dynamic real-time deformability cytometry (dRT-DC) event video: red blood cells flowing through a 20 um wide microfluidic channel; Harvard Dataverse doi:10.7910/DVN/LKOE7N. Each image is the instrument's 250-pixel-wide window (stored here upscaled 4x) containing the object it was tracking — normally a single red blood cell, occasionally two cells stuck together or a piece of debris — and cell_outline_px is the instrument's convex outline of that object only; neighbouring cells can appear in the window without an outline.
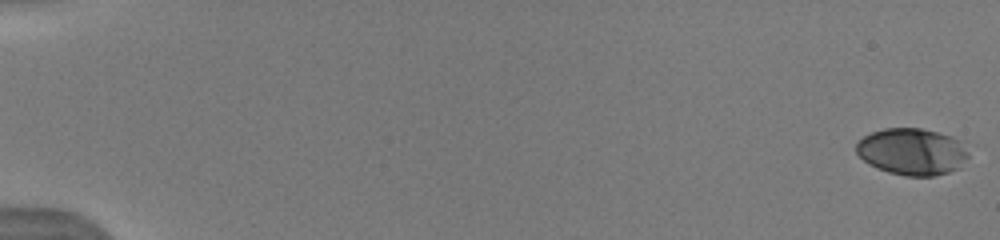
{"species": "human", "species_latin": "Homo sapiens", "temperature_condition": "warm", "stored_images_in_passage": 16, "camera_frame_rate_fps": 3000, "um_per_image_px": 0.085, "donor": {"sex": "male"}, "frame": {"image": 1, "passage_image": 1, "time_ms": 0.0, "image_size_px": [1000, 240], "cell_outline_px": [[968, 156], [960, 168], [936, 176], [904, 176], [888, 172], [876, 168], [868, 164], [856, 152], [856, 144], [864, 136], [872, 132], [884, 128], [920, 128], [952, 136], [960, 140], [968, 152]], "centroid_in_image_um": [77.53, 12.9], "position_along_channel_um": 7.5, "area_um2": 30.69}}
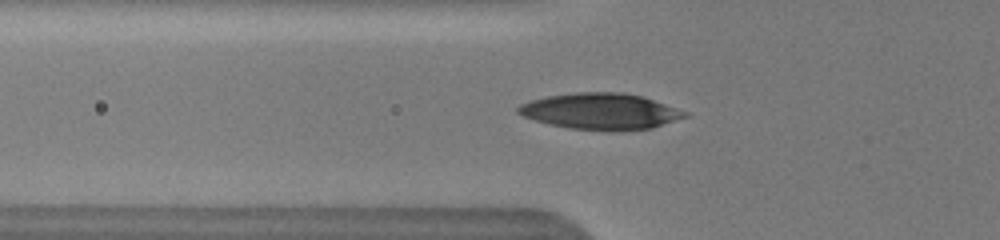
{"frame": {"image": 2, "passage_image": 9, "time_ms": 6.333, "image_size_px": [1000, 240], "cell_outline_px": [[692, 116], [652, 128], [568, 128], [536, 120], [524, 116], [516, 112], [516, 108], [520, 104], [532, 100], [548, 96], [576, 92], [620, 92], [640, 96], [688, 112]], "centroid_in_image_um": [51.06, 9.42], "position_along_channel_um": 74.7, "area_um2": 33.99}}
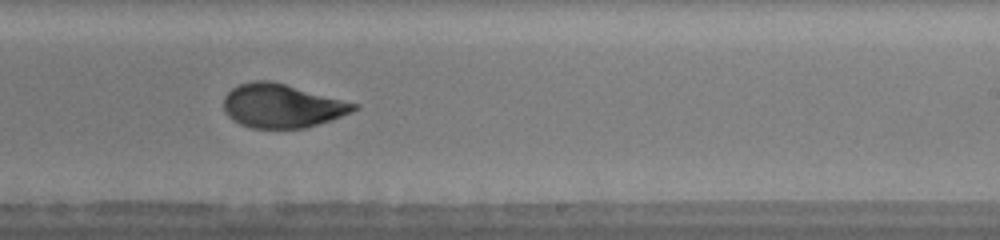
{"frame": {"image": 3, "passage_image": 15, "time_ms": 11.0, "image_size_px": [1000, 240], "cell_outline_px": [[360, 108], [352, 112], [332, 120], [304, 128], [252, 128], [240, 124], [228, 116], [224, 108], [224, 96], [232, 88], [240, 84], [252, 80], [268, 80], [284, 84], [360, 104]], "centroid_in_image_um": [23.99, 9.0], "position_along_channel_um": 265.0, "area_um2": 33.12}}